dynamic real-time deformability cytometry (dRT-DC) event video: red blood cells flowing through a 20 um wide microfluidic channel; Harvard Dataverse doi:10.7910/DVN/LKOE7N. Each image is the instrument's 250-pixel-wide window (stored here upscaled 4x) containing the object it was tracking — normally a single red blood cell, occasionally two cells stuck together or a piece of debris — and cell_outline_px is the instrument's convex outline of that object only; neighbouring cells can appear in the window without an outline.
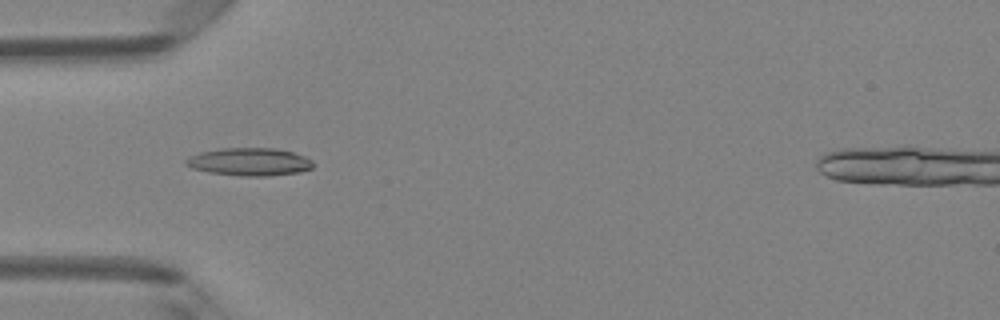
{"species": "Egyptian fruit bat (a non-hibernating species)", "species_latin": "Rousettus aegyptiacus", "temperature_condition": "room temperature", "stored_images_in_passage": 7, "camera_frame_rate_fps": 3000, "um_per_image_px": 0.085, "animal": {"sex": "female"}, "frame": {"image": 1, "passage_image": 4, "time_ms": 1.0, "image_size_px": [1000, 320], "cell_outline_px": [[312, 168], [300, 172], [268, 176], [240, 176], [208, 172], [192, 168], [184, 164], [184, 160], [188, 156], [200, 152], [220, 148], [276, 148], [292, 152], [304, 156], [312, 160]], "centroid_in_image_um": [21.17, 13.75], "position_along_channel_um": 63.8, "area_um2": 20.75}}
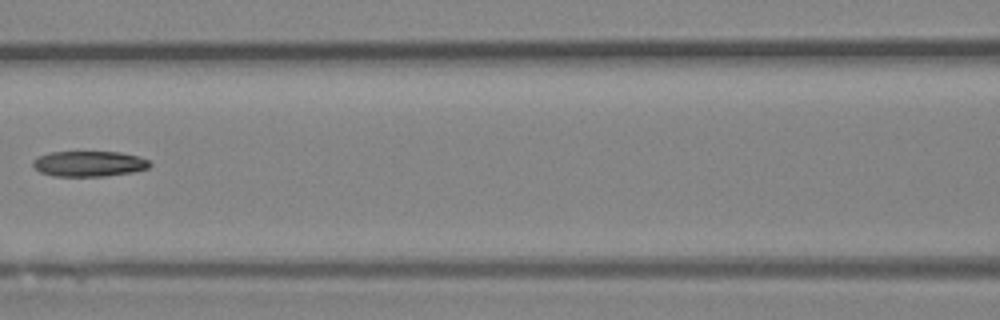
{"frame": {"image": 2, "passage_image": 6, "time_ms": 1.667, "image_size_px": [1000, 320], "cell_outline_px": [[152, 164], [148, 168], [132, 172], [104, 176], [52, 176], [40, 172], [32, 164], [32, 160], [40, 156], [52, 152], [120, 152], [140, 156], [148, 160]], "centroid_in_image_um": [7.59, 13.92], "position_along_channel_um": 159.0, "area_um2": 17.34}}
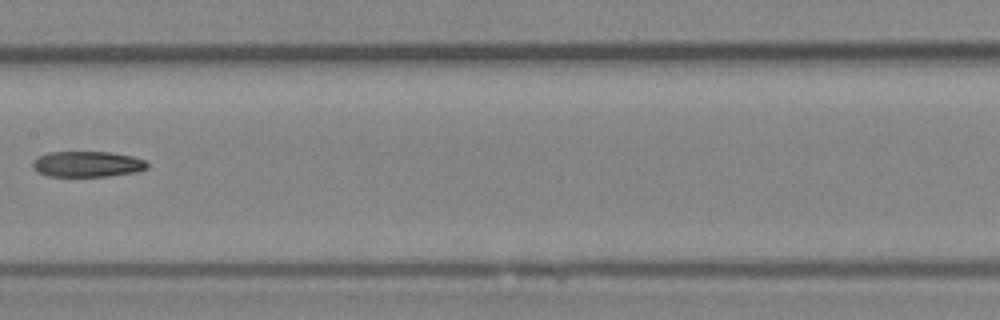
{"frame": {"image": 3, "passage_image": 7, "time_ms": 2.0, "image_size_px": [1000, 320], "cell_outline_px": [[148, 168], [136, 172], [108, 176], [48, 176], [36, 172], [32, 168], [32, 164], [40, 156], [48, 152], [112, 152], [132, 156], [144, 160], [148, 164]], "centroid_in_image_um": [7.43, 13.95], "position_along_channel_um": 200.0, "area_um2": 17.17}}